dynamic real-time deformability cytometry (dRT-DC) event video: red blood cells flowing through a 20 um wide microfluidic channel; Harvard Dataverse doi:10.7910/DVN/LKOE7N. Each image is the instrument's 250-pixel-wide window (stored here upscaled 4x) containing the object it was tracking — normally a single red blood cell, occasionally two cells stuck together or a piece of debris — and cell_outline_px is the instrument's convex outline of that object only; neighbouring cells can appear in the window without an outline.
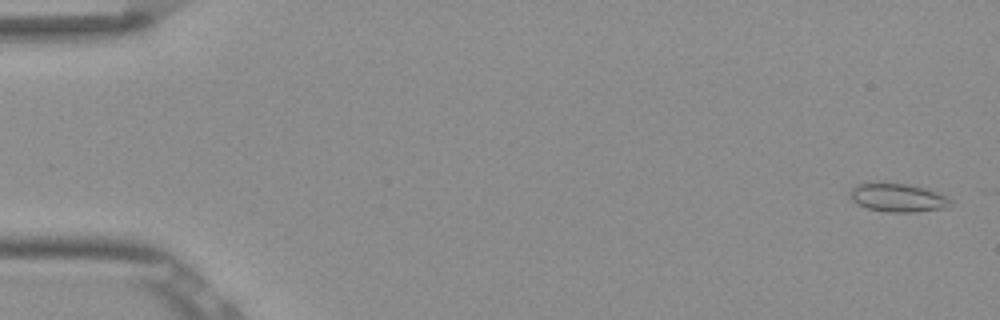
{"species": "Egyptian fruit bat (a non-hibernating species)", "species_latin": "Rousettus aegyptiacus", "temperature_condition": "room temperature", "stored_images_in_passage": 6, "camera_frame_rate_fps": 3000, "um_per_image_px": 0.085, "frame": {"image": 1, "passage_image": 2, "time_ms": 0.333, "image_size_px": [1000, 320], "cell_outline_px": [[952, 200], [948, 208], [912, 212], [888, 212], [868, 208], [852, 200], [848, 192], [856, 184], [868, 180], [880, 180], [908, 184], [928, 188]], "centroid_in_image_um": [76.26, 16.74], "position_along_channel_um": 8.7, "area_um2": 17.28}}